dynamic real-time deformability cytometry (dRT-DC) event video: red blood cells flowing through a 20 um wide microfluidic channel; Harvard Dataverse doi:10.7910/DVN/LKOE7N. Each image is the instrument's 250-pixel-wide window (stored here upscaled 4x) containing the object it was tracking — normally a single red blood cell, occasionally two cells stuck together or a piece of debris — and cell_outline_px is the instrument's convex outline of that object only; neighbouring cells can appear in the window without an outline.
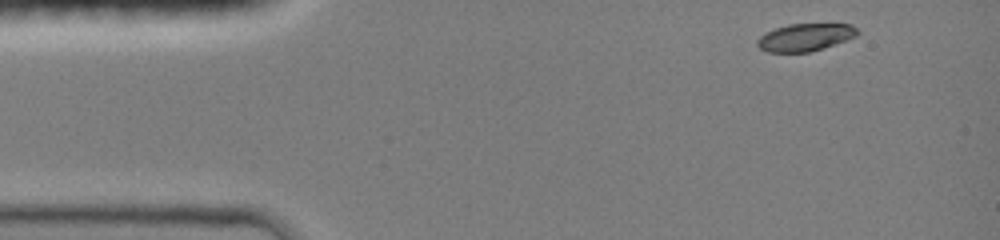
{"species": "common noctule bat (a hibernating species)", "species_latin": "Nyctalus noctula", "temperature_condition": "room temperature", "stored_images_in_passage": 39, "camera_frame_rate_fps": 3000, "um_per_image_px": 0.085, "animal": {"sex": "female", "body_mass_g": 19.0, "forearm_length_mm": 51.5}, "frame": {"image": 1, "passage_image": 1, "time_ms": 0.0, "image_size_px": [1000, 240], "cell_outline_px": [[860, 32], [856, 36], [808, 52], [768, 52], [760, 48], [756, 44], [756, 40], [760, 36], [776, 28], [788, 24], [852, 24]], "centroid_in_image_um": [68.42, 3.16], "position_along_channel_um": 16.6, "area_um2": 15.72}}
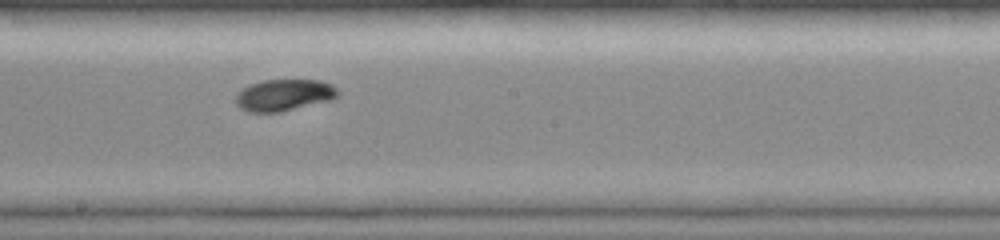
{"frame": {"image": 2, "passage_image": 22, "time_ms": 7.0, "image_size_px": [1000, 240], "cell_outline_px": [[336, 96], [332, 100], [280, 112], [248, 112], [240, 108], [236, 104], [236, 92], [248, 84], [264, 80], [320, 80], [332, 84], [336, 88]], "centroid_in_image_um": [24.1, 8.08], "position_along_channel_um": 224.1, "area_um2": 18.9}}
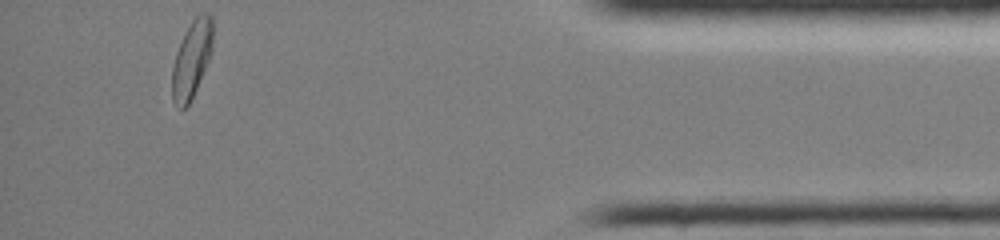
{"frame": {"image": 3, "passage_image": 39, "time_ms": 12.667, "image_size_px": [1000, 240], "cell_outline_px": [[212, 52], [192, 100], [180, 112], [172, 100], [172, 68], [176, 52], [192, 20], [200, 12], [208, 12], [212, 16]], "centroid_in_image_um": [16.3, 5.07], "position_along_channel_um": 418.9, "area_um2": 18.38}, "authors_computed_cell_mechanics": {"area_um2": 18.2648, "velocity_mm_per_s": 4.147, "shape_relaxation_time_tau1_ms": 3.8766, "shape_relaxation_time_tau2_ms": 8.6605, "deformation_change_tau1": 0.1317, "deformation_change_tau2": 0.0977}}